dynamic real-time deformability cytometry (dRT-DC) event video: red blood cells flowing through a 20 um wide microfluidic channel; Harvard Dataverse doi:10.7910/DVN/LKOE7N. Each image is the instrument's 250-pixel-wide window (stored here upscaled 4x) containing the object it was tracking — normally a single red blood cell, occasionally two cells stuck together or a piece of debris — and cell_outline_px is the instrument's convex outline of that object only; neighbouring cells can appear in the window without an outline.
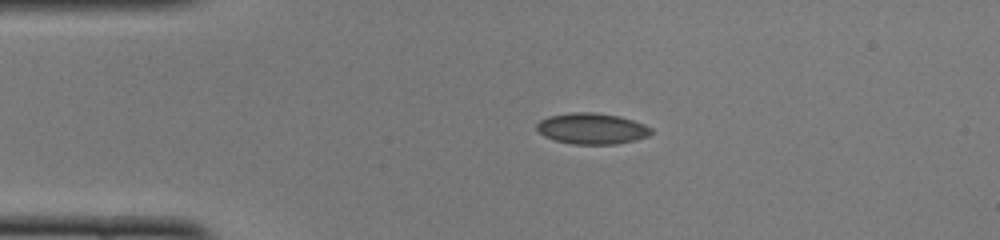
{"species": "common noctule bat (a hibernating species)", "species_latin": "Nyctalus noctula", "temperature_condition": "cold", "stored_images_in_passage": 41, "camera_frame_rate_fps": 3000, "um_per_image_px": 0.085, "animal": {"sex": "female", "body_mass_g": 22.0, "forearm_length_mm": 56.7}, "frame": {"image": 1, "passage_image": 1, "time_ms": 0.0, "image_size_px": [1000, 240], "cell_outline_px": [[652, 132], [648, 136], [636, 140], [616, 144], [572, 144], [556, 140], [544, 136], [536, 128], [536, 124], [540, 120], [548, 116], [572, 112], [592, 112], [620, 116], [644, 124], [652, 128]], "centroid_in_image_um": [50.32, 10.93], "position_along_channel_um": 34.7, "area_um2": 20.69}}
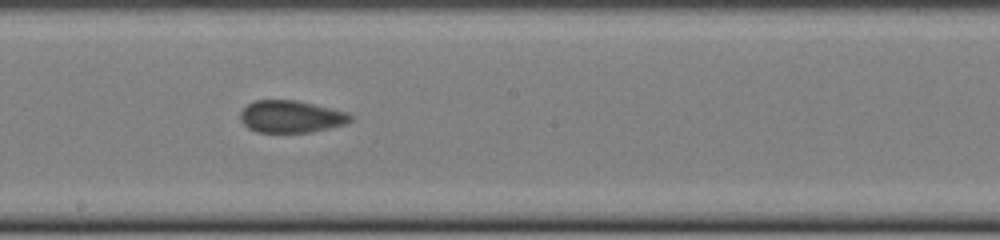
{"frame": {"image": 2, "passage_image": 18, "time_ms": 5.667, "image_size_px": [1000, 240], "cell_outline_px": [[352, 120], [344, 124], [308, 132], [256, 132], [248, 128], [240, 120], [240, 112], [248, 104], [256, 100], [296, 100], [348, 112], [352, 116]], "centroid_in_image_um": [24.71, 9.9], "position_along_channel_um": 223.5, "area_um2": 20.46}}
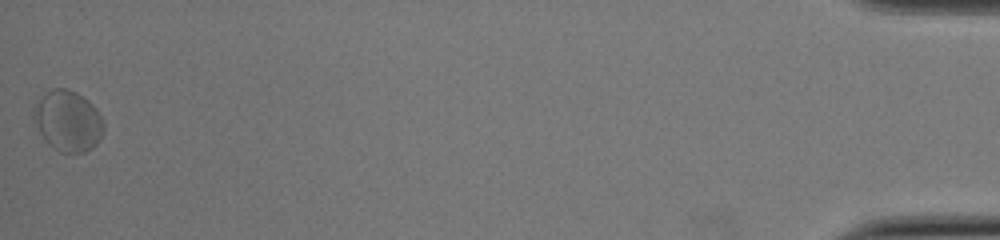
{"frame": {"image": 3, "passage_image": 41, "time_ms": 13.333, "image_size_px": [1000, 240], "cell_outline_px": [[104, 132], [96, 144], [92, 148], [84, 152], [60, 152], [52, 148], [48, 144], [40, 132], [32, 116], [32, 108], [44, 92], [52, 88], [68, 88], [84, 96], [96, 108], [104, 120]], "centroid_in_image_um": [5.77, 10.25], "position_along_channel_um": 429.4, "area_um2": 25.14}, "authors_computed_cell_mechanics": {"area_um2": 20.6924, "velocity_mm_per_s": 3.9423, "shape_relaxation_time_tau1_ms": null, "shape_relaxation_time_tau2_ms": 1.2229, "deformation_change_tau1": null, "deformation_change_tau2": 0.0465}}